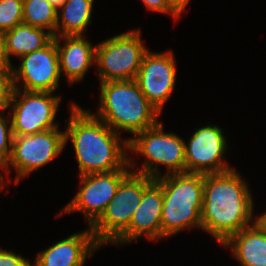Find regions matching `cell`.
<instances>
[{"label":"cell","instance_id":"obj_6","mask_svg":"<svg viewBox=\"0 0 266 266\" xmlns=\"http://www.w3.org/2000/svg\"><path fill=\"white\" fill-rule=\"evenodd\" d=\"M141 30L112 36L96 45L95 64L100 83L135 80L145 52Z\"/></svg>","mask_w":266,"mask_h":266},{"label":"cell","instance_id":"obj_25","mask_svg":"<svg viewBox=\"0 0 266 266\" xmlns=\"http://www.w3.org/2000/svg\"><path fill=\"white\" fill-rule=\"evenodd\" d=\"M31 262L21 255L8 251L3 248L0 249V266H31Z\"/></svg>","mask_w":266,"mask_h":266},{"label":"cell","instance_id":"obj_5","mask_svg":"<svg viewBox=\"0 0 266 266\" xmlns=\"http://www.w3.org/2000/svg\"><path fill=\"white\" fill-rule=\"evenodd\" d=\"M126 138L128 151L145 157L142 168L135 170V163L128 158V165L132 172L143 174L157 179L161 177L159 166L165 165L167 172L163 175L186 173L185 141L175 133L164 132L163 123L160 121L155 126L145 129Z\"/></svg>","mask_w":266,"mask_h":266},{"label":"cell","instance_id":"obj_30","mask_svg":"<svg viewBox=\"0 0 266 266\" xmlns=\"http://www.w3.org/2000/svg\"><path fill=\"white\" fill-rule=\"evenodd\" d=\"M5 178V176L2 175V173H0V190L2 191V189H4V185H3V179Z\"/></svg>","mask_w":266,"mask_h":266},{"label":"cell","instance_id":"obj_12","mask_svg":"<svg viewBox=\"0 0 266 266\" xmlns=\"http://www.w3.org/2000/svg\"><path fill=\"white\" fill-rule=\"evenodd\" d=\"M20 60L22 63L17 68L12 67L15 89L51 93L59 89L61 75L54 38L44 48L25 54Z\"/></svg>","mask_w":266,"mask_h":266},{"label":"cell","instance_id":"obj_13","mask_svg":"<svg viewBox=\"0 0 266 266\" xmlns=\"http://www.w3.org/2000/svg\"><path fill=\"white\" fill-rule=\"evenodd\" d=\"M176 67L172 51L153 53L147 50L135 77L141 92L160 113L174 91Z\"/></svg>","mask_w":266,"mask_h":266},{"label":"cell","instance_id":"obj_11","mask_svg":"<svg viewBox=\"0 0 266 266\" xmlns=\"http://www.w3.org/2000/svg\"><path fill=\"white\" fill-rule=\"evenodd\" d=\"M217 125L198 128L185 143L186 172L197 174L224 173L233 168L223 161L227 139Z\"/></svg>","mask_w":266,"mask_h":266},{"label":"cell","instance_id":"obj_22","mask_svg":"<svg viewBox=\"0 0 266 266\" xmlns=\"http://www.w3.org/2000/svg\"><path fill=\"white\" fill-rule=\"evenodd\" d=\"M4 112L5 110H0V169H3L10 160L14 137L11 120L3 117L6 115Z\"/></svg>","mask_w":266,"mask_h":266},{"label":"cell","instance_id":"obj_7","mask_svg":"<svg viewBox=\"0 0 266 266\" xmlns=\"http://www.w3.org/2000/svg\"><path fill=\"white\" fill-rule=\"evenodd\" d=\"M154 180L131 171L121 181L104 213L90 227L101 246L112 243L129 226L133 213L141 202L143 191Z\"/></svg>","mask_w":266,"mask_h":266},{"label":"cell","instance_id":"obj_27","mask_svg":"<svg viewBox=\"0 0 266 266\" xmlns=\"http://www.w3.org/2000/svg\"><path fill=\"white\" fill-rule=\"evenodd\" d=\"M170 5L181 15L191 0H168Z\"/></svg>","mask_w":266,"mask_h":266},{"label":"cell","instance_id":"obj_10","mask_svg":"<svg viewBox=\"0 0 266 266\" xmlns=\"http://www.w3.org/2000/svg\"><path fill=\"white\" fill-rule=\"evenodd\" d=\"M130 172L128 169L79 176L80 189L60 214L80 211L91 227L104 213L121 181Z\"/></svg>","mask_w":266,"mask_h":266},{"label":"cell","instance_id":"obj_15","mask_svg":"<svg viewBox=\"0 0 266 266\" xmlns=\"http://www.w3.org/2000/svg\"><path fill=\"white\" fill-rule=\"evenodd\" d=\"M100 247L89 227L40 252L31 266H83Z\"/></svg>","mask_w":266,"mask_h":266},{"label":"cell","instance_id":"obj_8","mask_svg":"<svg viewBox=\"0 0 266 266\" xmlns=\"http://www.w3.org/2000/svg\"><path fill=\"white\" fill-rule=\"evenodd\" d=\"M62 96L51 92L14 89L9 112L14 136H25L59 128L55 122Z\"/></svg>","mask_w":266,"mask_h":266},{"label":"cell","instance_id":"obj_4","mask_svg":"<svg viewBox=\"0 0 266 266\" xmlns=\"http://www.w3.org/2000/svg\"><path fill=\"white\" fill-rule=\"evenodd\" d=\"M162 186V239L186 228H202L204 175L177 173L155 179Z\"/></svg>","mask_w":266,"mask_h":266},{"label":"cell","instance_id":"obj_26","mask_svg":"<svg viewBox=\"0 0 266 266\" xmlns=\"http://www.w3.org/2000/svg\"><path fill=\"white\" fill-rule=\"evenodd\" d=\"M12 67V62L8 60L6 55L3 34L0 33V69H12Z\"/></svg>","mask_w":266,"mask_h":266},{"label":"cell","instance_id":"obj_18","mask_svg":"<svg viewBox=\"0 0 266 266\" xmlns=\"http://www.w3.org/2000/svg\"><path fill=\"white\" fill-rule=\"evenodd\" d=\"M5 51L8 60L10 56H21L44 48L54 36L43 28L20 23L12 30L3 33Z\"/></svg>","mask_w":266,"mask_h":266},{"label":"cell","instance_id":"obj_1","mask_svg":"<svg viewBox=\"0 0 266 266\" xmlns=\"http://www.w3.org/2000/svg\"><path fill=\"white\" fill-rule=\"evenodd\" d=\"M235 169L204 175L201 222L220 245L232 235L251 225L253 199L247 182Z\"/></svg>","mask_w":266,"mask_h":266},{"label":"cell","instance_id":"obj_24","mask_svg":"<svg viewBox=\"0 0 266 266\" xmlns=\"http://www.w3.org/2000/svg\"><path fill=\"white\" fill-rule=\"evenodd\" d=\"M149 11L171 14L177 21L181 16L169 3L168 0H142Z\"/></svg>","mask_w":266,"mask_h":266},{"label":"cell","instance_id":"obj_2","mask_svg":"<svg viewBox=\"0 0 266 266\" xmlns=\"http://www.w3.org/2000/svg\"><path fill=\"white\" fill-rule=\"evenodd\" d=\"M70 112L65 143L70 139L73 145L79 176L130 169L127 139H120L119 134L93 112L76 103L71 104Z\"/></svg>","mask_w":266,"mask_h":266},{"label":"cell","instance_id":"obj_29","mask_svg":"<svg viewBox=\"0 0 266 266\" xmlns=\"http://www.w3.org/2000/svg\"><path fill=\"white\" fill-rule=\"evenodd\" d=\"M256 219L258 222L266 229V212L260 214V216H257Z\"/></svg>","mask_w":266,"mask_h":266},{"label":"cell","instance_id":"obj_21","mask_svg":"<svg viewBox=\"0 0 266 266\" xmlns=\"http://www.w3.org/2000/svg\"><path fill=\"white\" fill-rule=\"evenodd\" d=\"M23 22V0H0V33Z\"/></svg>","mask_w":266,"mask_h":266},{"label":"cell","instance_id":"obj_28","mask_svg":"<svg viewBox=\"0 0 266 266\" xmlns=\"http://www.w3.org/2000/svg\"><path fill=\"white\" fill-rule=\"evenodd\" d=\"M56 9H59L66 0H47Z\"/></svg>","mask_w":266,"mask_h":266},{"label":"cell","instance_id":"obj_3","mask_svg":"<svg viewBox=\"0 0 266 266\" xmlns=\"http://www.w3.org/2000/svg\"><path fill=\"white\" fill-rule=\"evenodd\" d=\"M100 85V106L94 115L116 133L123 130L135 135L160 122L157 118L161 113L144 96L135 80L108 81Z\"/></svg>","mask_w":266,"mask_h":266},{"label":"cell","instance_id":"obj_14","mask_svg":"<svg viewBox=\"0 0 266 266\" xmlns=\"http://www.w3.org/2000/svg\"><path fill=\"white\" fill-rule=\"evenodd\" d=\"M162 207V186L154 180L143 191L141 202L134 211L129 226L111 244L129 243L143 235L152 241L161 239Z\"/></svg>","mask_w":266,"mask_h":266},{"label":"cell","instance_id":"obj_9","mask_svg":"<svg viewBox=\"0 0 266 266\" xmlns=\"http://www.w3.org/2000/svg\"><path fill=\"white\" fill-rule=\"evenodd\" d=\"M65 145V131H59V128L32 135L14 136L10 160L2 170L7 172V177L10 174L9 167L15 169L17 175L14 183L18 184L22 177L58 157Z\"/></svg>","mask_w":266,"mask_h":266},{"label":"cell","instance_id":"obj_20","mask_svg":"<svg viewBox=\"0 0 266 266\" xmlns=\"http://www.w3.org/2000/svg\"><path fill=\"white\" fill-rule=\"evenodd\" d=\"M58 9L47 0H23V23L47 29L56 37Z\"/></svg>","mask_w":266,"mask_h":266},{"label":"cell","instance_id":"obj_23","mask_svg":"<svg viewBox=\"0 0 266 266\" xmlns=\"http://www.w3.org/2000/svg\"><path fill=\"white\" fill-rule=\"evenodd\" d=\"M12 69H0V110H7L14 92Z\"/></svg>","mask_w":266,"mask_h":266},{"label":"cell","instance_id":"obj_16","mask_svg":"<svg viewBox=\"0 0 266 266\" xmlns=\"http://www.w3.org/2000/svg\"><path fill=\"white\" fill-rule=\"evenodd\" d=\"M60 37H54L60 75L64 73L70 84L82 81L88 69L95 64L96 46H93L87 38L85 39V35ZM60 39L64 43L62 46L59 44Z\"/></svg>","mask_w":266,"mask_h":266},{"label":"cell","instance_id":"obj_19","mask_svg":"<svg viewBox=\"0 0 266 266\" xmlns=\"http://www.w3.org/2000/svg\"><path fill=\"white\" fill-rule=\"evenodd\" d=\"M93 4L94 0H66L57 12L56 36L84 35L92 22Z\"/></svg>","mask_w":266,"mask_h":266},{"label":"cell","instance_id":"obj_17","mask_svg":"<svg viewBox=\"0 0 266 266\" xmlns=\"http://www.w3.org/2000/svg\"><path fill=\"white\" fill-rule=\"evenodd\" d=\"M222 246L230 248L242 266H266V229L256 219Z\"/></svg>","mask_w":266,"mask_h":266}]
</instances>
